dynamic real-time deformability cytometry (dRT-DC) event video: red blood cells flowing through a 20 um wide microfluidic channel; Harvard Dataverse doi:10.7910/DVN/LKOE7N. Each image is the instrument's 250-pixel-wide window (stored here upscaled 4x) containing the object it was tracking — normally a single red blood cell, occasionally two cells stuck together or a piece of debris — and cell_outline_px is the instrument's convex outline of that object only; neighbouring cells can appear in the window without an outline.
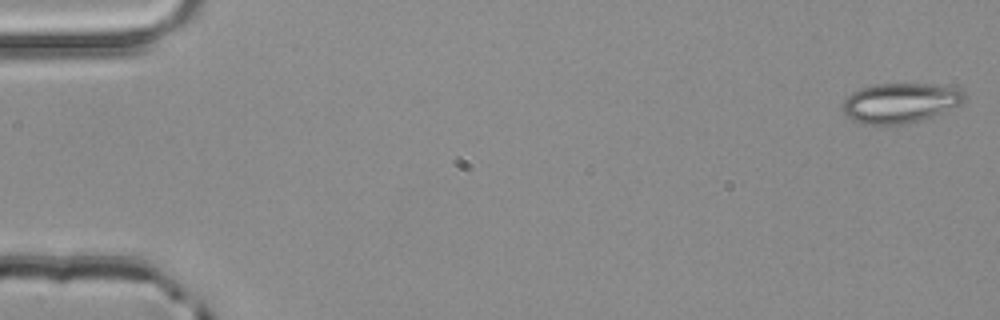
{"species": "common noctule bat (a hibernating species)", "species_latin": "Nyctalus noctula", "temperature_condition": "room temperature", "stored_images_in_passage": 4, "camera_frame_rate_fps": 3000, "um_per_image_px": 0.085, "animal": {"sex": "male", "body_mass_g": 20.4}, "frame": {"image": 1, "passage_image": 1, "time_ms": 0.0, "image_size_px": [1000, 320], "cell_outline_px": [[964, 100], [960, 104], [932, 116], [920, 120], [888, 128], [876, 128], [860, 124], [844, 116], [844, 100], [852, 92], [860, 88], [876, 84], [948, 84], [964, 92]], "centroid_in_image_um": [76.46, 8.79], "position_along_channel_um": 8.5, "area_um2": 29.07}}
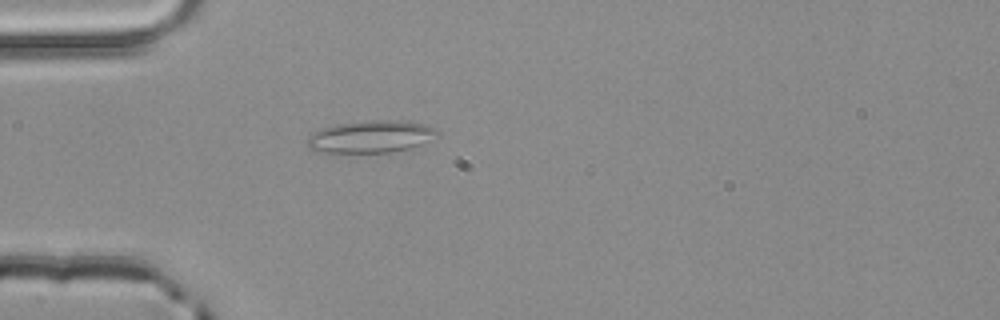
{"frame": {"image": 2, "passage_image": 4, "time_ms": 1.0, "image_size_px": [1000, 320], "cell_outline_px": [[440, 136], [412, 148], [392, 152], [324, 152], [308, 148], [308, 136], [324, 128], [336, 124], [368, 120], [408, 120], [424, 124], [436, 128], [440, 132]], "centroid_in_image_um": [31.63, 11.6], "position_along_channel_um": 53.4, "area_um2": 24.57}}